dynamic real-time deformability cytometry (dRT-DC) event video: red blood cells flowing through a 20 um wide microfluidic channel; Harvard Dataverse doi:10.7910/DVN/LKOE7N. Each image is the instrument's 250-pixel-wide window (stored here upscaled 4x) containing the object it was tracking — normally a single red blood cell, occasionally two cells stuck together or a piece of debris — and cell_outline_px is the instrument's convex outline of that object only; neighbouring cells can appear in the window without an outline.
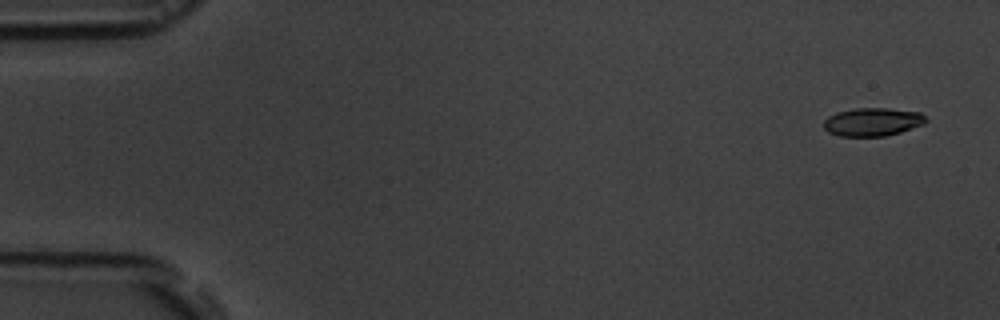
{"species": "common noctule bat (a hibernating species)", "species_latin": "Nyctalus noctula", "temperature_condition": "room temperature", "stored_images_in_passage": 6, "segment_of_instrument_passage": [2, 2], "camera_frame_rate_fps": 3000, "um_per_image_px": 0.085, "animal": {"sex": "male", "body_mass_g": 19.5, "forearm_length_mm": 54.6}, "frame": {"image": 1, "passage_image": 6, "time_ms": 6.333, "image_size_px": [1000, 320], "cell_outline_px": [[928, 120], [924, 124], [900, 132], [884, 136], [840, 136], [828, 132], [824, 128], [824, 120], [828, 116], [836, 112], [856, 108], [888, 108], [920, 112]], "centroid_in_image_um": [74.16, 10.36], "position_along_channel_um": 10.8, "area_um2": 16.82}}